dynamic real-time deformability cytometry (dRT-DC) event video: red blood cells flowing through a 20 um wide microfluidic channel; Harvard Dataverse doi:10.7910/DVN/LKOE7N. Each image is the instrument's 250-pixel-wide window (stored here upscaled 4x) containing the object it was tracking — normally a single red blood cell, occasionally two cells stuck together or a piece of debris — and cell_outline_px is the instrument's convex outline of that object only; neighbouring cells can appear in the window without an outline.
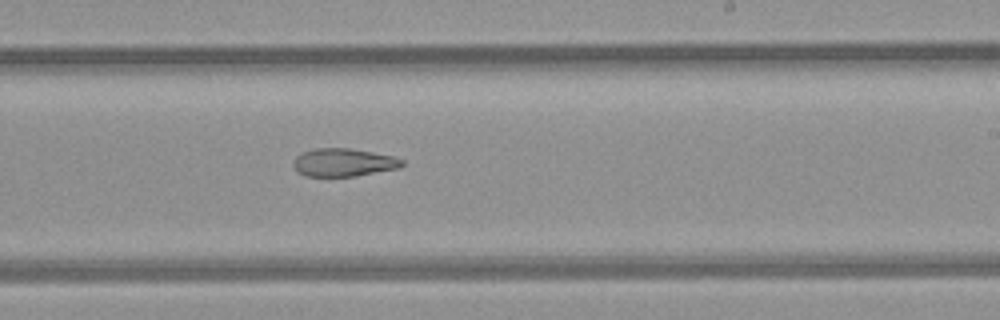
{"species": "common noctule bat (a hibernating species)", "species_latin": "Nyctalus noctula", "temperature_condition": "room temperature", "stored_images_in_passage": 6, "camera_frame_rate_fps": 3000, "um_per_image_px": 0.085, "animal": {"sex": "female", "body_mass_g": 21.9}, "frame": {"image": 1, "passage_image": 6, "time_ms": 6.333, "image_size_px": [1000, 320], "cell_outline_px": [[404, 164], [400, 168], [352, 176], [304, 176], [292, 164], [296, 156], [300, 152], [312, 148], [348, 148], [372, 152], [392, 156], [404, 160]], "centroid_in_image_um": [29.18, 13.79], "position_along_channel_um": 259.8, "area_um2": 17.69}}